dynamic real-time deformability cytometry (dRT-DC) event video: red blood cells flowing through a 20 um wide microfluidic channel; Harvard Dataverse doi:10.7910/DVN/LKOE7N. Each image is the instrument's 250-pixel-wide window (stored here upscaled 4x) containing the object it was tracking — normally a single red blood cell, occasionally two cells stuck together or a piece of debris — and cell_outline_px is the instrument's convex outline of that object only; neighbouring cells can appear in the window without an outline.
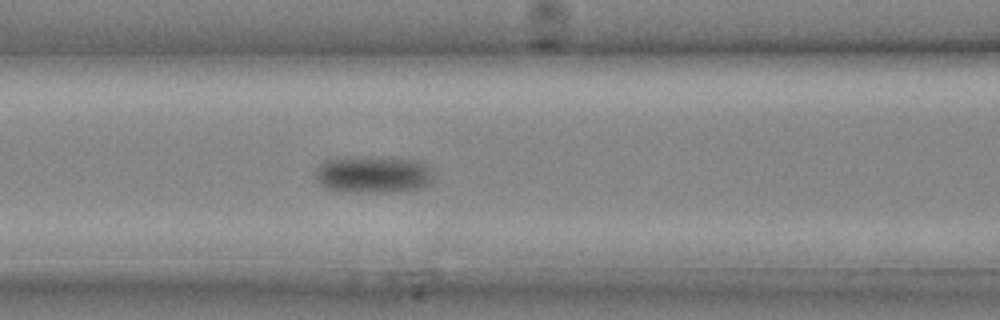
{"species": "common noctule bat (a hibernating species)", "species_latin": "Nyctalus noctula", "temperature_condition": "cold", "stored_images_in_passage": 20, "camera_frame_rate_fps": 3000, "um_per_image_px": 0.085, "animal": {"sex": "male", "body_mass_g": 20.4}, "frame": {"image": 1, "passage_image": 12, "time_ms": 3.667, "image_size_px": [1000, 320], "cell_outline_px": [[432, 180], [428, 184], [420, 188], [392, 192], [356, 192], [328, 188], [320, 184], [316, 180], [316, 168], [324, 160], [332, 156], [388, 156], [424, 160], [428, 164], [432, 172]], "centroid_in_image_um": [31.73, 14.77], "position_along_channel_um": 134.9, "area_um2": 26.47}}
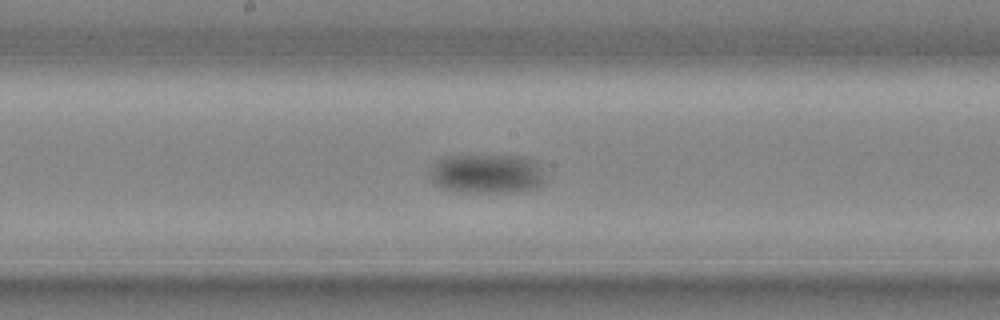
{"frame": {"image": 2, "passage_image": 15, "time_ms": 4.667, "image_size_px": [1000, 320], "cell_outline_px": [[544, 180], [536, 188], [492, 192], [484, 192], [444, 188], [436, 184], [432, 180], [432, 168], [436, 160], [444, 156], [524, 156], [536, 160], [540, 168]], "centroid_in_image_um": [41.4, 14.72], "position_along_channel_um": 206.8, "area_um2": 25.55}}
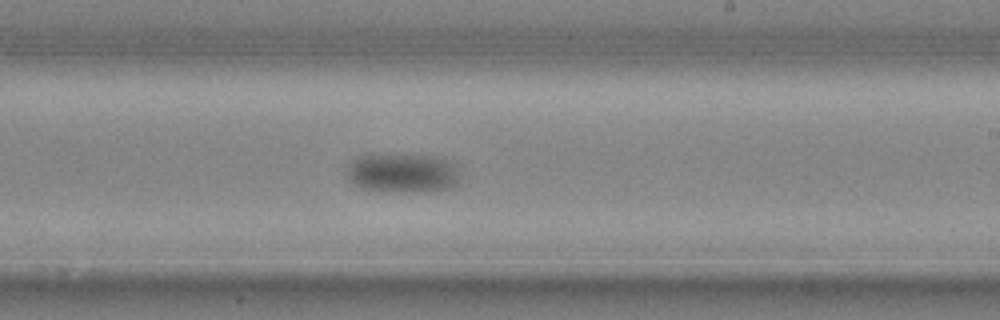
{"frame": {"image": 3, "passage_image": 17, "time_ms": 5.333, "image_size_px": [1000, 320], "cell_outline_px": [[460, 180], [448, 188], [424, 192], [412, 192], [364, 188], [356, 184], [348, 176], [348, 164], [356, 156], [368, 152], [412, 152], [444, 156], [460, 164]], "centroid_in_image_um": [34.32, 14.58], "position_along_channel_um": 254.7, "area_um2": 27.57}}